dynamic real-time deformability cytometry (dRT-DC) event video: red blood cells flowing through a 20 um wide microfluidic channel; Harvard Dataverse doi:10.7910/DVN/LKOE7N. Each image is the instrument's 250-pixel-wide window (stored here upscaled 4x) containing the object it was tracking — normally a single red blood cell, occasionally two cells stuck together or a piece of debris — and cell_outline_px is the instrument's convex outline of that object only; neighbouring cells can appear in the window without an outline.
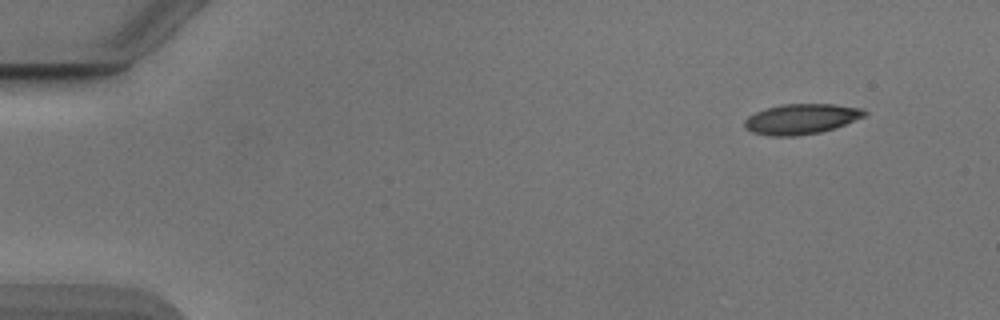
{"species": "Egyptian fruit bat (a non-hibernating species)", "species_latin": "Rousettus aegyptiacus", "temperature_condition": "cold", "stored_images_in_passage": 49, "camera_frame_rate_fps": 3000, "um_per_image_px": 0.085, "animal": {"sex": "male"}, "frame": {"image": 1, "passage_image": 1, "time_ms": 0.0, "image_size_px": [1000, 320], "cell_outline_px": [[868, 112], [864, 116], [844, 124], [820, 132], [796, 136], [772, 136], [752, 132], [744, 128], [744, 120], [748, 116], [756, 112], [780, 104], [836, 104], [864, 108]], "centroid_in_image_um": [68.09, 10.1], "position_along_channel_um": 16.9, "area_um2": 21.1}}
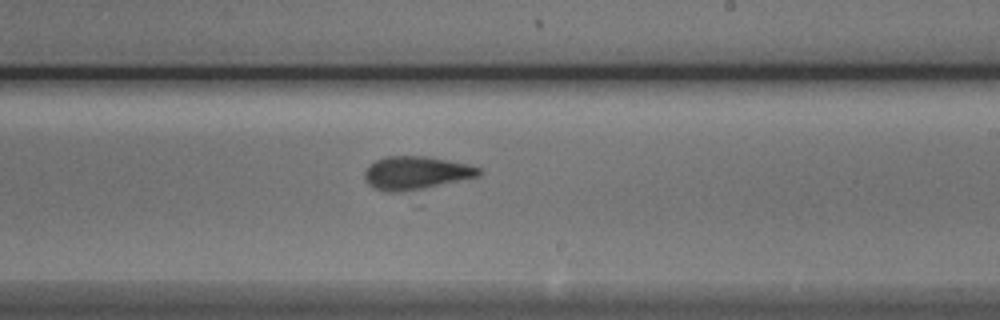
{"frame": {"image": 2, "passage_image": 28, "time_ms": 9.0, "image_size_px": [1000, 320], "cell_outline_px": [[480, 176], [424, 188], [400, 192], [388, 192], [372, 188], [364, 180], [364, 172], [376, 160], [388, 156], [424, 156], [468, 164], [480, 168]], "centroid_in_image_um": [35.33, 14.71], "position_along_channel_um": 253.7, "area_um2": 21.91}}
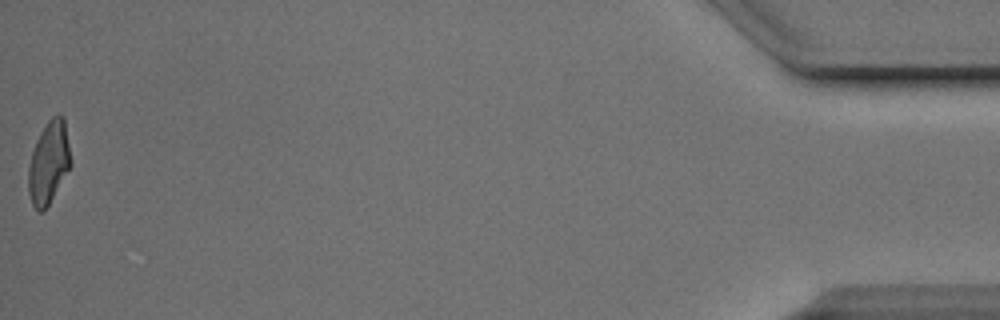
{"frame": {"image": 3, "passage_image": 49, "time_ms": 16.0, "image_size_px": [1000, 320], "cell_outline_px": [[72, 164], [48, 204], [40, 212], [36, 212], [32, 204], [28, 192], [28, 168], [32, 152], [36, 140], [40, 132], [48, 120], [52, 116], [64, 116], [72, 160]], "centroid_in_image_um": [4.14, 13.8], "position_along_channel_um": 431.1, "area_um2": 20.29}, "authors_computed_cell_mechanics": {"area_um2": 21.386, "velocity_mm_per_s": 3.9088, "shape_relaxation_time_tau1_ms": 1.7831, "shape_relaxation_time_tau2_ms": 1.4787, "deformation_change_tau1": 0.1514, "deformation_change_tau2": 0.1119}}